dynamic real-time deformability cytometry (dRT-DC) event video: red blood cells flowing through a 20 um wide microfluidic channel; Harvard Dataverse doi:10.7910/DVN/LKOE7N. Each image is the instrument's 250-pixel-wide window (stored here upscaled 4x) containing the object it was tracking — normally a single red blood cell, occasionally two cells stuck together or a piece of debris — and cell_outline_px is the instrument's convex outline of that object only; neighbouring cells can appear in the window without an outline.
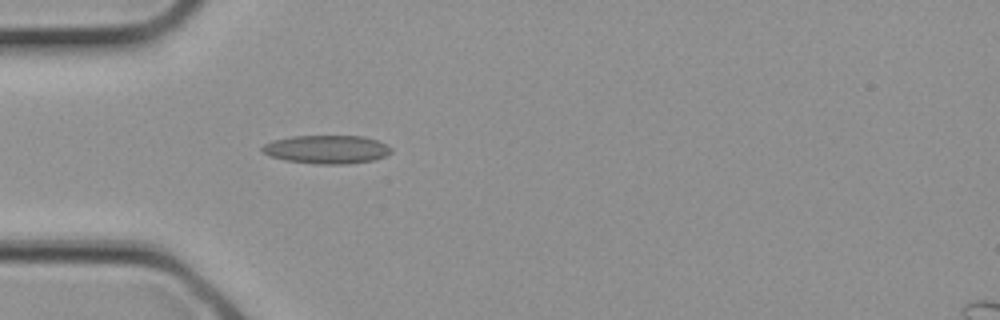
{"species": "common noctule bat (a hibernating species)", "species_latin": "Nyctalus noctula", "temperature_condition": "cold", "stored_images_in_passage": 2, "camera_frame_rate_fps": 3000, "um_per_image_px": 0.085, "animal": {"sex": "female", "body_mass_g": 21.9}, "frame": {"image": 1, "passage_image": 2, "time_ms": 0.333, "image_size_px": [1000, 320], "cell_outline_px": [[392, 152], [384, 156], [372, 160], [348, 164], [316, 164], [284, 160], [268, 156], [260, 148], [264, 144], [272, 140], [292, 136], [364, 136], [388, 144], [392, 148]], "centroid_in_image_um": [27.76, 12.7], "position_along_channel_um": 57.2, "area_um2": 21.5}}